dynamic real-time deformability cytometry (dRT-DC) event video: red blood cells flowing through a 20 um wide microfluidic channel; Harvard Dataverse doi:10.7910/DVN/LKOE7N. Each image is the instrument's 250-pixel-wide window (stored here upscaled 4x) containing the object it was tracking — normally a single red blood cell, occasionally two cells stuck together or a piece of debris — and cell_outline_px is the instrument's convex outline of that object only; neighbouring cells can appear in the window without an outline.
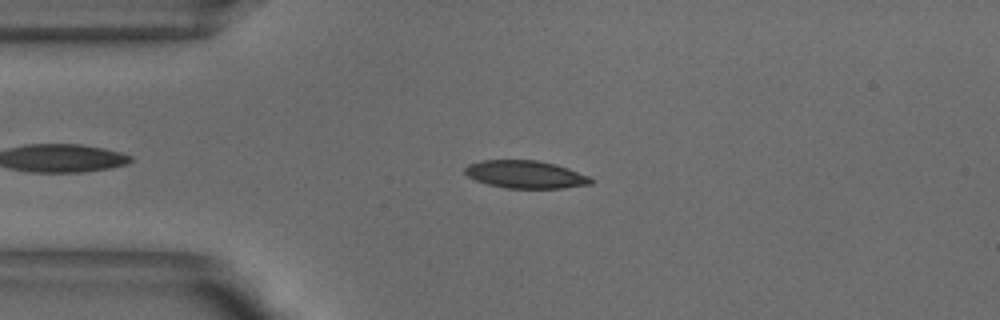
{"species": "common noctule bat (a hibernating species)", "species_latin": "Nyctalus noctula", "temperature_condition": "warm", "stored_images_in_passage": 46, "camera_frame_rate_fps": 3000, "um_per_image_px": 0.085, "animal": {"sex": "male", "body_mass_g": 18.8}, "frame": {"image": 1, "passage_image": 11, "time_ms": 3.333, "image_size_px": [1000, 320], "cell_outline_px": [[592, 184], [564, 188], [504, 188], [488, 184], [476, 180], [468, 176], [464, 172], [464, 168], [468, 164], [480, 160], [536, 160], [556, 164], [568, 168], [588, 176], [592, 180]], "centroid_in_image_um": [44.64, 14.82], "position_along_channel_um": 40.4, "area_um2": 20.35}}
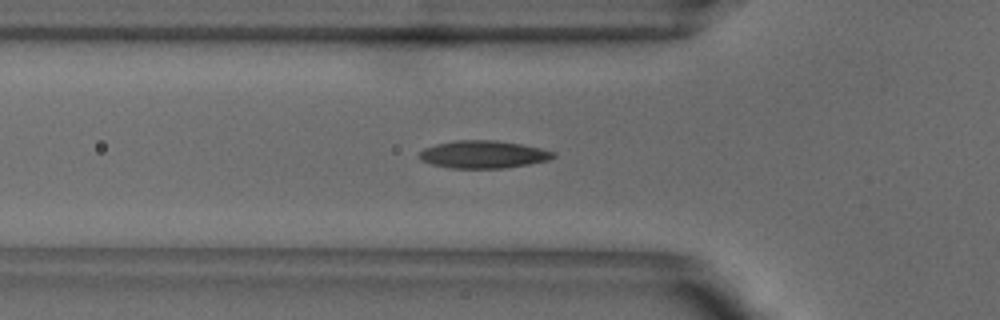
{"frame": {"image": 2, "passage_image": 16, "time_ms": 5.0, "image_size_px": [1000, 320], "cell_outline_px": [[556, 156], [548, 160], [528, 164], [504, 168], [448, 168], [432, 164], [420, 160], [416, 156], [424, 148], [436, 144], [456, 140], [496, 140], [520, 144], [540, 148], [556, 152]], "centroid_in_image_um": [41.05, 13.12], "position_along_channel_um": 84.7, "area_um2": 21.62}}
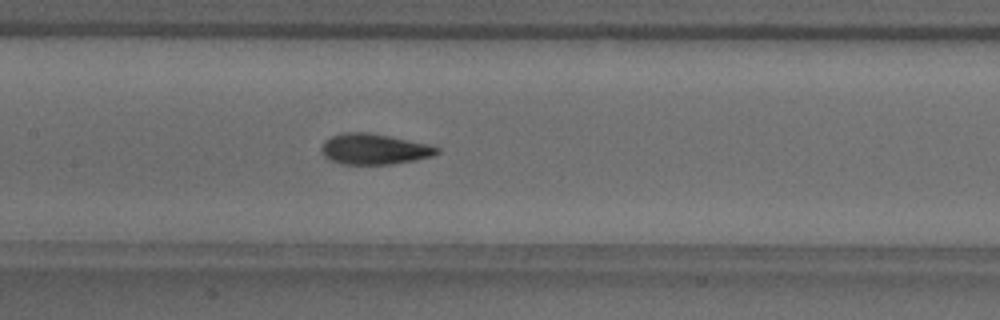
{"frame": {"image": 3, "passage_image": 23, "time_ms": 7.333, "image_size_px": [1000, 320], "cell_outline_px": [[440, 152], [432, 156], [392, 164], [340, 164], [324, 156], [320, 152], [320, 148], [324, 140], [332, 136], [344, 132], [368, 132], [428, 144], [440, 148]], "centroid_in_image_um": [31.76, 12.67], "position_along_channel_um": 175.6, "area_um2": 20.58}, "authors_computed_cell_mechanics": {"area_um2": 20.5479, "velocity_mm_per_s": 3.8455, "shape_relaxation_time_tau1_ms": 4.7703, "shape_relaxation_time_tau2_ms": 1.6388, "deformation_change_tau1": 0.1723, "deformation_change_tau2": 0.0692}}